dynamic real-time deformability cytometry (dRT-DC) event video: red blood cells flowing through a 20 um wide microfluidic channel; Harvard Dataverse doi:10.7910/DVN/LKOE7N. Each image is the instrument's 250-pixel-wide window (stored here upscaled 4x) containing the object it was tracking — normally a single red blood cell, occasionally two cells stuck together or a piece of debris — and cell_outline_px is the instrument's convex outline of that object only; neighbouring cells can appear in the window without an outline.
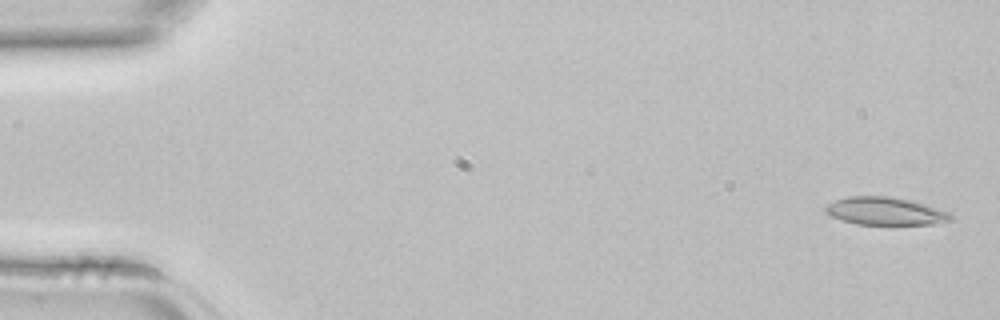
{"species": "common noctule bat (a hibernating species)", "species_latin": "Nyctalus noctula", "temperature_condition": "room temperature", "stored_images_in_passage": 41, "camera_frame_rate_fps": 3000, "um_per_image_px": 0.085, "animal": {"sex": "female", "body_mass_g": 22.7, "forearm_length_mm": 54.2}, "frame": {"image": 1, "passage_image": 2, "time_ms": 0.333, "image_size_px": [1000, 320], "cell_outline_px": [[952, 220], [932, 224], [892, 228], [856, 224], [840, 220], [824, 212], [824, 208], [828, 204], [836, 200], [848, 196], [892, 196], [912, 200], [948, 212], [952, 216]], "centroid_in_image_um": [75.25, 18.0], "position_along_channel_um": 9.8, "area_um2": 21.33}}
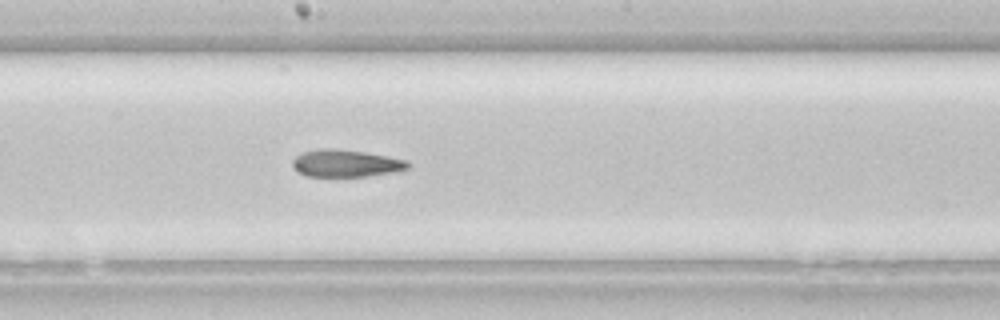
{"frame": {"image": 2, "passage_image": 24, "time_ms": 7.667, "image_size_px": [1000, 320], "cell_outline_px": [[412, 164], [408, 168], [368, 176], [308, 176], [296, 172], [292, 168], [292, 160], [296, 156], [304, 152], [320, 148], [332, 148], [364, 152], [388, 156], [408, 160]], "centroid_in_image_um": [29.36, 13.87], "position_along_channel_um": 218.8, "area_um2": 18.26}}
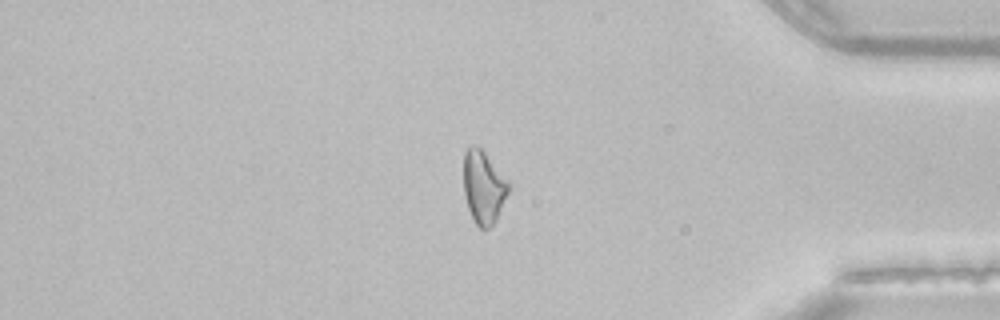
{"frame": {"image": 3, "passage_image": 37, "time_ms": 12.0, "image_size_px": [1000, 320], "cell_outline_px": [[512, 184], [496, 220], [488, 228], [480, 228], [472, 220], [464, 196], [464, 152], [472, 144], [476, 144], [484, 152]], "centroid_in_image_um": [41.1, 15.9], "position_along_channel_um": 394.1, "area_um2": 19.19}}